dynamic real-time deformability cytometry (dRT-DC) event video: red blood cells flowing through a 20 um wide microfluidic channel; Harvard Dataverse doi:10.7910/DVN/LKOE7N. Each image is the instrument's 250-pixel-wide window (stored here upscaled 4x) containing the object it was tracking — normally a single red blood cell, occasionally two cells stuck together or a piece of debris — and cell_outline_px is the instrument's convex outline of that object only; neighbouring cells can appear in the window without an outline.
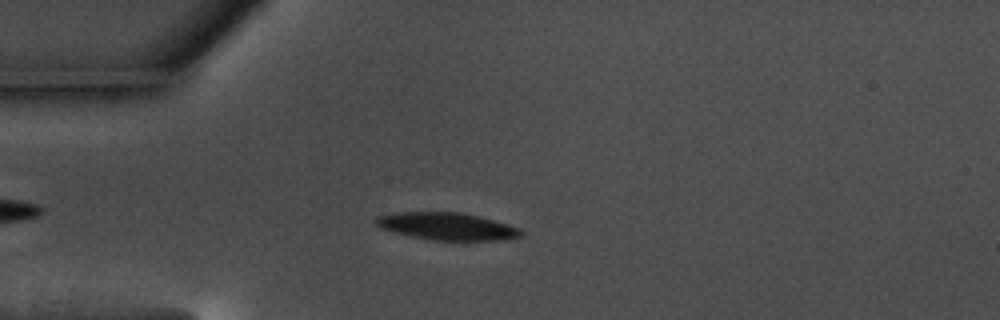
{"species": "common noctule bat (a hibernating species)", "species_latin": "Nyctalus noctula", "temperature_condition": "warm", "stored_images_in_passage": 43, "camera_frame_rate_fps": 3000, "um_per_image_px": 0.085, "animal": {"sex": "male", "body_mass_g": 17.5, "forearm_length_mm": 52.3}, "frame": {"image": 1, "passage_image": 8, "time_ms": 2.333, "image_size_px": [1000, 320], "cell_outline_px": [[524, 232], [520, 236], [500, 240], [432, 240], [412, 236], [380, 228], [376, 224], [376, 216], [400, 212], [460, 212], [508, 224], [520, 228]], "centroid_in_image_um": [38.0, 19.23], "position_along_channel_um": 47.0, "area_um2": 22.77}}
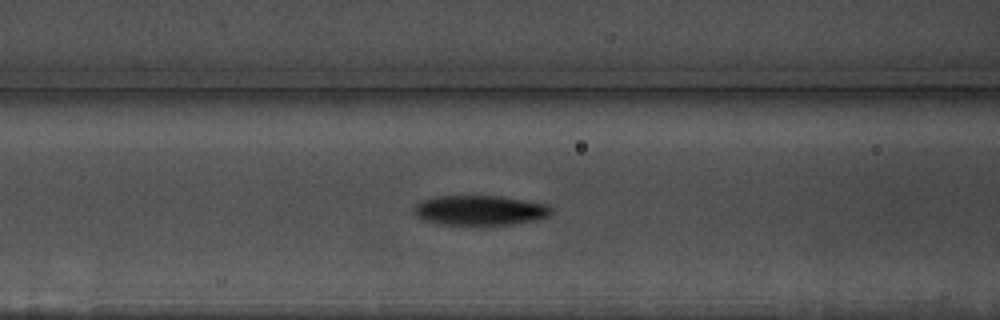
{"frame": {"image": 2, "passage_image": 16, "time_ms": 5.0, "image_size_px": [1000, 320], "cell_outline_px": [[552, 212], [548, 216], [536, 220], [512, 224], [440, 224], [424, 220], [416, 216], [416, 204], [424, 200], [436, 196], [500, 196], [524, 200], [544, 204], [552, 208]], "centroid_in_image_um": [40.81, 17.87], "position_along_channel_um": 125.8, "area_um2": 23.47}}
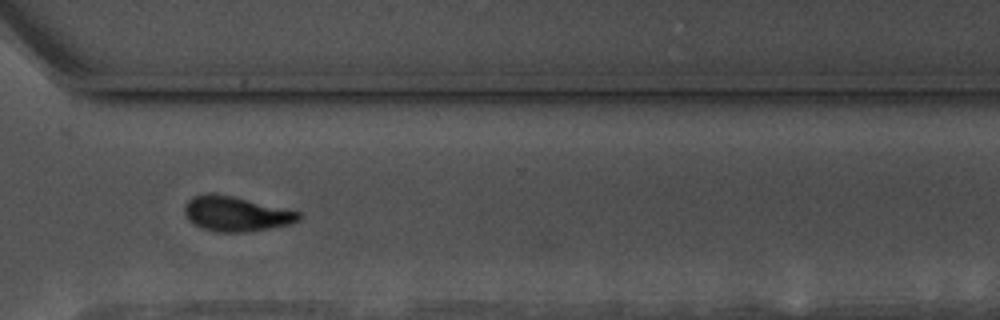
{"frame": {"image": 3, "passage_image": 35, "time_ms": 11.333, "image_size_px": [1000, 320], "cell_outline_px": [[304, 216], [300, 220], [288, 224], [268, 228], [244, 232], [216, 232], [200, 228], [192, 224], [188, 220], [184, 212], [184, 208], [188, 200], [192, 196], [208, 192], [212, 192], [232, 196], [300, 212]], "centroid_in_image_um": [20.01, 18.17], "position_along_channel_um": 350.6, "area_um2": 23.29}, "authors_computed_cell_mechanics": {"area_um2": 23.6402, "velocity_mm_per_s": 3.556, "shape_relaxation_time_tau1_ms": 2.9767, "shape_relaxation_time_tau2_ms": 5.6956, "deformation_change_tau1": 0.1356, "deformation_change_tau2": 0.1185}}